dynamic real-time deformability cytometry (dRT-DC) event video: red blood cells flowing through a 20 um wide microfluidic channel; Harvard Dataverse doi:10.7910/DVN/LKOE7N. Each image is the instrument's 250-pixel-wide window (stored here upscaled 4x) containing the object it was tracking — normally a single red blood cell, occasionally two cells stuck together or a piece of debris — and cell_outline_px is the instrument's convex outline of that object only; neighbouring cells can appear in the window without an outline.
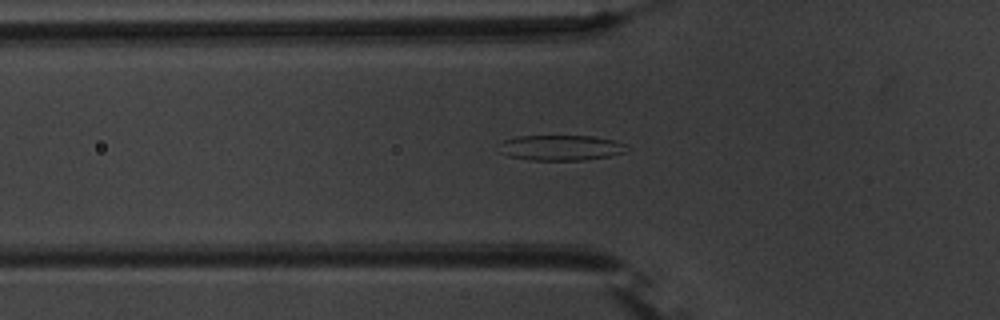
{"species": "common noctule bat (a hibernating species)", "species_latin": "Nyctalus noctula", "temperature_condition": "warm", "stored_images_in_passage": 55, "camera_frame_rate_fps": 3000, "um_per_image_px": 0.085, "animal": {"sex": "male", "body_mass_g": 20.1, "forearm_length_mm": 53.5}, "frame": {"image": 1, "passage_image": 19, "time_ms": 6.0, "image_size_px": [1000, 320], "cell_outline_px": [[628, 152], [608, 156], [584, 160], [532, 160], [508, 156], [500, 152], [496, 144], [504, 140], [516, 136], [592, 136], [612, 140], [628, 144]], "centroid_in_image_um": [47.65, 12.55], "position_along_channel_um": 78.1, "area_um2": 19.13}}
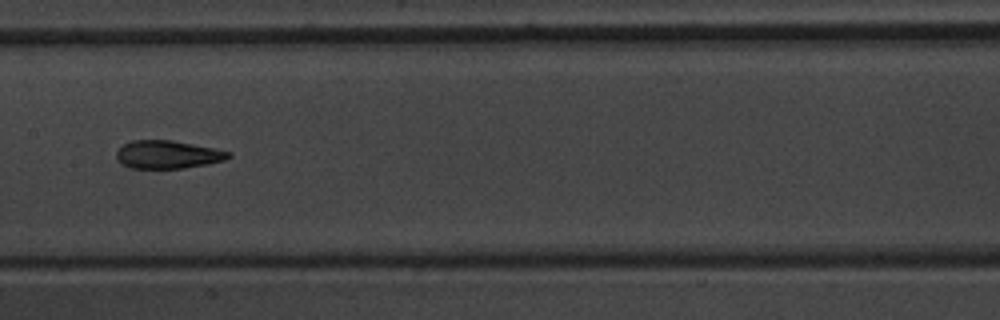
{"frame": {"image": 2, "passage_image": 28, "time_ms": 9.0, "image_size_px": [1000, 320], "cell_outline_px": [[232, 156], [224, 160], [208, 164], [184, 168], [128, 168], [120, 164], [116, 160], [116, 152], [124, 144], [132, 140], [172, 140], [232, 152]], "centroid_in_image_um": [14.22, 13.14], "position_along_channel_um": 193.2, "area_um2": 18.38}}
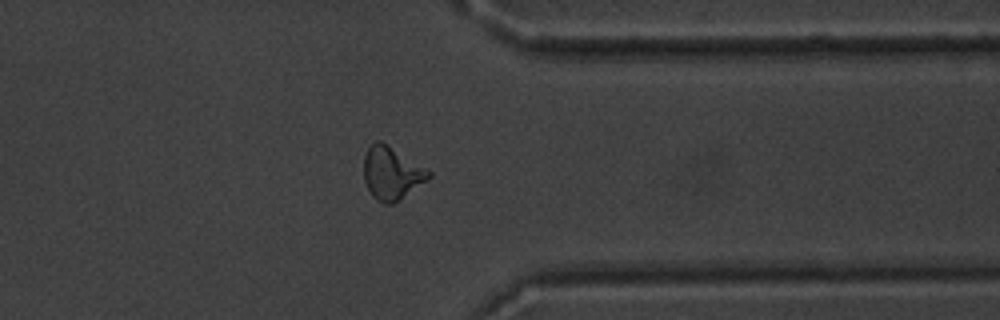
{"frame": {"image": 3, "passage_image": 43, "time_ms": 14.0, "image_size_px": [1000, 320], "cell_outline_px": [[432, 176], [428, 180], [400, 200], [392, 204], [384, 204], [376, 200], [372, 196], [364, 180], [364, 156], [368, 148], [376, 140], [380, 140], [432, 172]], "centroid_in_image_um": [33.29, 14.74], "position_along_channel_um": 378.1, "area_um2": 19.94}, "authors_computed_cell_mechanics": {"area_um2": 19.2474, "velocity_mm_per_s": 3.7903, "shape_relaxation_time_tau1_ms": 5.4602, "shape_relaxation_time_tau2_ms": 2.2383, "deformation_change_tau1": 0.1847, "deformation_change_tau2": 0.1064}}